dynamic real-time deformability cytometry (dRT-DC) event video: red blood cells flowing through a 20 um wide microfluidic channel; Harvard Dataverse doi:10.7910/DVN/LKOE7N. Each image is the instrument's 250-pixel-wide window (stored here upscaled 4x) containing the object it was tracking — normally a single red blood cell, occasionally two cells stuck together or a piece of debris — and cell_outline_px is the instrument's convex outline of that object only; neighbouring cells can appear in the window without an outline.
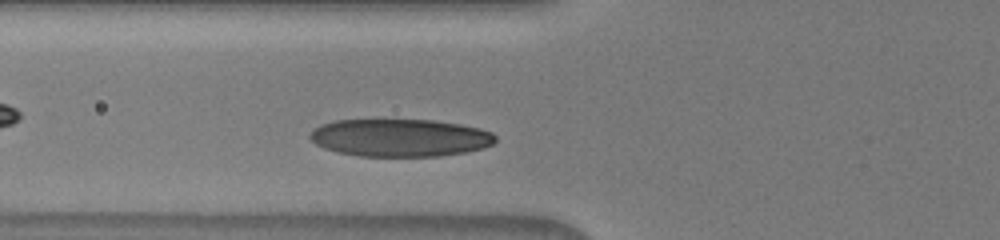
{"species": "human", "species_latin": "Homo sapiens", "temperature_condition": "warm", "stored_images_in_passage": 32, "camera_frame_rate_fps": 3000, "um_per_image_px": 0.085, "donor": {"sex": "male"}, "frame": {"image": 1, "passage_image": 5, "time_ms": 1.333, "image_size_px": [1000, 240], "cell_outline_px": [[496, 140], [492, 144], [484, 148], [464, 152], [436, 156], [360, 156], [336, 152], [324, 148], [316, 144], [308, 136], [320, 124], [336, 120], [432, 120], [460, 124], [480, 128], [492, 132], [496, 136]], "centroid_in_image_um": [34.01, 11.71], "position_along_channel_um": 91.8, "area_um2": 40.63}}